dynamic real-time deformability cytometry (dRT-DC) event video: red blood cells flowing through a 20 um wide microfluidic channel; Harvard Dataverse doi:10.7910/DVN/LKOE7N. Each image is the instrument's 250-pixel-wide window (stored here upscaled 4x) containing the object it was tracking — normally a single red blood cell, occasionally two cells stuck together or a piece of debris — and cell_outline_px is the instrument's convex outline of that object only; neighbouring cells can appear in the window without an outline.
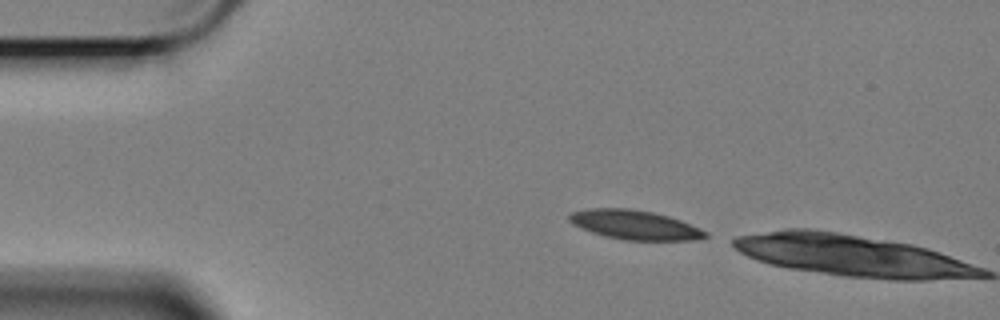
{"species": "Egyptian fruit bat (a non-hibernating species)", "species_latin": "Rousettus aegyptiacus", "temperature_condition": "cold", "stored_images_in_passage": 2, "camera_frame_rate_fps": 3000, "um_per_image_px": 0.085, "animal": {"sex": "female"}, "frame": {"image": 1, "passage_image": 1, "time_ms": 0.0, "image_size_px": [1000, 320], "cell_outline_px": [[708, 236], [692, 240], [624, 240], [604, 236], [580, 228], [572, 224], [568, 220], [568, 216], [572, 212], [588, 208], [628, 208], [652, 212], [668, 216], [680, 220], [700, 228], [708, 232]], "centroid_in_image_um": [53.92, 19.11], "position_along_channel_um": 31.1, "area_um2": 23.24}}